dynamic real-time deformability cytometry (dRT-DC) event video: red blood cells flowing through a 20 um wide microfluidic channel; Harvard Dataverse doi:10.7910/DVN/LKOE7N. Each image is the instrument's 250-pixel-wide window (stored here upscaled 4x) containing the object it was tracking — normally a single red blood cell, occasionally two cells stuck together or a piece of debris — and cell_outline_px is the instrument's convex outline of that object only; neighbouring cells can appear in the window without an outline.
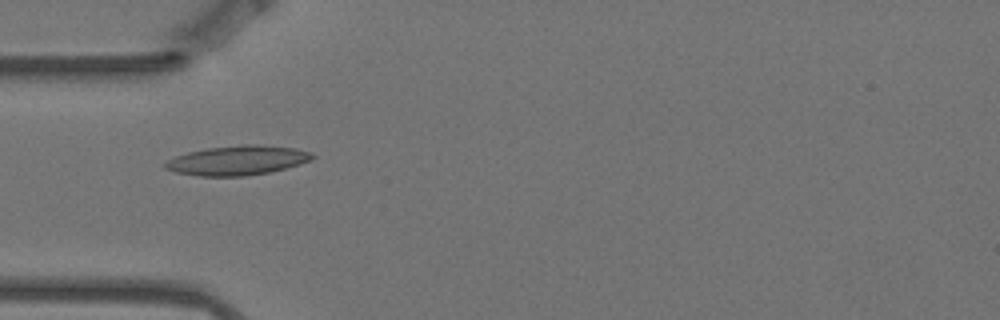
{"species": "Egyptian fruit bat (a non-hibernating species)", "species_latin": "Rousettus aegyptiacus", "temperature_condition": "warm", "stored_images_in_passage": 14, "camera_frame_rate_fps": 3000, "um_per_image_px": 0.085, "animal": {"sex": "female"}, "frame": {"image": 1, "passage_image": 4, "time_ms": 1.0, "image_size_px": [1000, 320], "cell_outline_px": [[316, 156], [312, 160], [300, 164], [268, 172], [244, 176], [200, 176], [176, 172], [164, 168], [164, 164], [168, 160], [176, 156], [188, 152], [208, 148], [244, 144], [256, 144], [296, 148], [312, 152]], "centroid_in_image_um": [20.21, 13.62], "position_along_channel_um": 64.8, "area_um2": 25.2}}
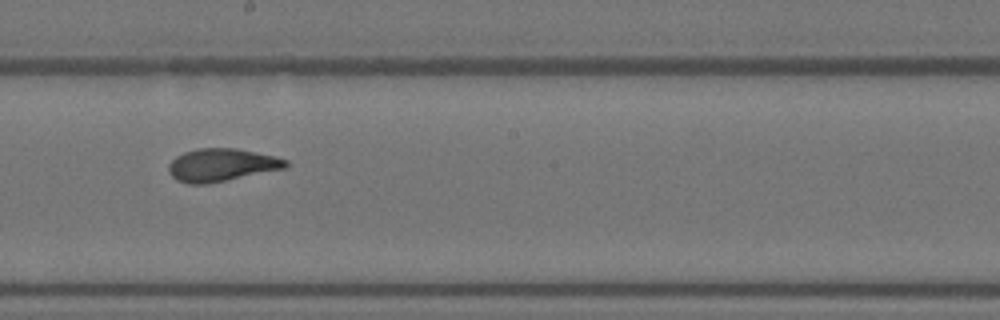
{"frame": {"image": 2, "passage_image": 8, "time_ms": 2.333, "image_size_px": [1000, 320], "cell_outline_px": [[288, 168], [208, 184], [188, 184], [176, 180], [168, 172], [168, 164], [176, 156], [184, 152], [200, 148], [236, 148], [276, 156], [288, 160]], "centroid_in_image_um": [18.85, 14.03], "position_along_channel_um": 229.4, "area_um2": 22.66}}
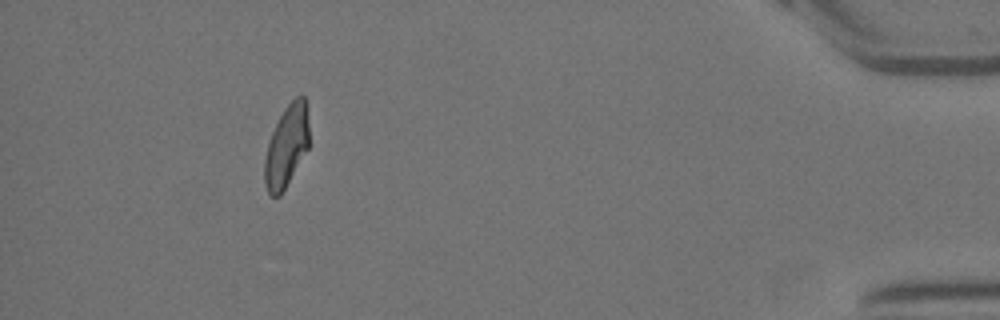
{"frame": {"image": 3, "passage_image": 13, "time_ms": 4.0, "image_size_px": [1000, 320], "cell_outline_px": [[308, 148], [280, 196], [272, 196], [268, 192], [264, 184], [264, 160], [268, 144], [272, 132], [284, 108], [296, 96], [304, 96], [308, 124]], "centroid_in_image_um": [24.33, 12.45], "position_along_channel_um": 410.9, "area_um2": 20.81}}